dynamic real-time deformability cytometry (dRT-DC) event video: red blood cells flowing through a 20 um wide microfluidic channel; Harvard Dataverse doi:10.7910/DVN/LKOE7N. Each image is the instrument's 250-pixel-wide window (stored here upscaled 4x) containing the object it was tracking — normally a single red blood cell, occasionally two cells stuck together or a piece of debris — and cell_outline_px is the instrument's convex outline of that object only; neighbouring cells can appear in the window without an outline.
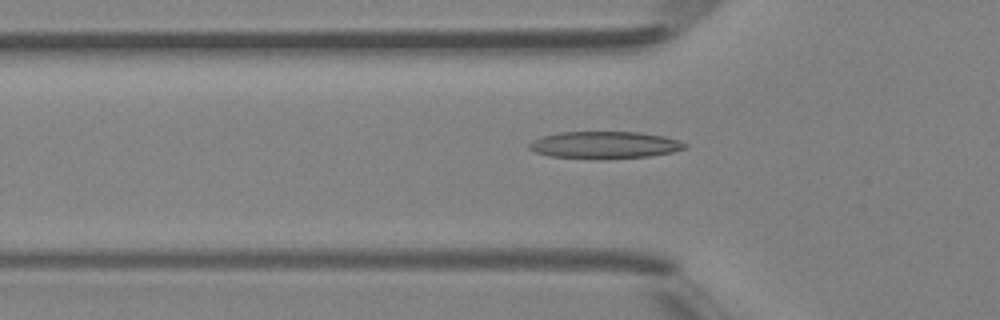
{"species": "Egyptian fruit bat (a non-hibernating species)", "species_latin": "Rousettus aegyptiacus", "temperature_condition": "room temperature", "stored_images_in_passage": 26, "camera_frame_rate_fps": 3000, "um_per_image_px": 0.085, "animal": {"sex": "female"}, "frame": {"image": 1, "passage_image": 3, "time_ms": 0.667, "image_size_px": [1000, 320], "cell_outline_px": [[688, 144], [684, 148], [672, 152], [652, 156], [552, 156], [536, 152], [528, 148], [528, 144], [532, 140], [544, 136], [560, 132], [640, 132], [664, 136]], "centroid_in_image_um": [51.41, 12.27], "position_along_channel_um": 74.4, "area_um2": 23.29}}
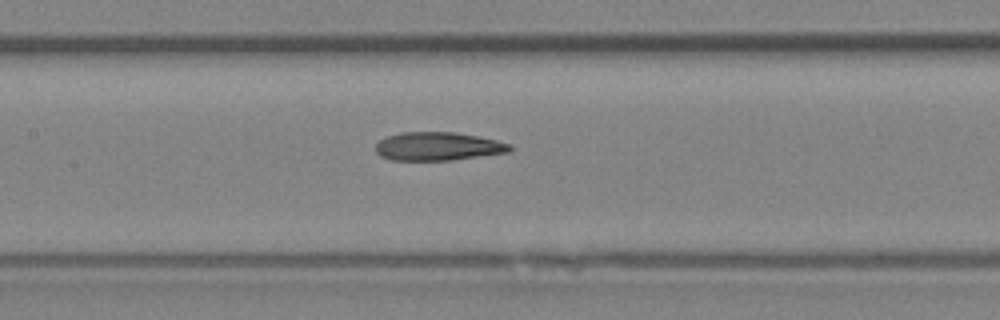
{"frame": {"image": 2, "passage_image": 9, "time_ms": 2.667, "image_size_px": [1000, 320], "cell_outline_px": [[512, 148], [508, 152], [448, 160], [392, 160], [380, 156], [376, 152], [376, 144], [380, 140], [388, 136], [400, 132], [456, 132], [496, 140], [508, 144]], "centroid_in_image_um": [37.17, 12.43], "position_along_channel_um": 170.2, "area_um2": 21.91}}
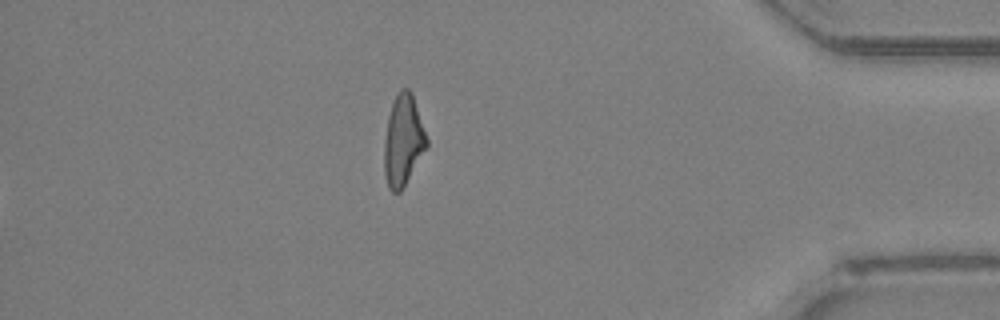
{"frame": {"image": 3, "passage_image": 26, "time_ms": 8.333, "image_size_px": [1000, 320], "cell_outline_px": [[428, 148], [400, 192], [392, 192], [388, 188], [384, 172], [384, 140], [388, 116], [392, 104], [400, 88], [408, 88], [412, 92], [428, 140]], "centroid_in_image_um": [34.28, 11.95], "position_along_channel_um": 400.9, "area_um2": 22.66}}